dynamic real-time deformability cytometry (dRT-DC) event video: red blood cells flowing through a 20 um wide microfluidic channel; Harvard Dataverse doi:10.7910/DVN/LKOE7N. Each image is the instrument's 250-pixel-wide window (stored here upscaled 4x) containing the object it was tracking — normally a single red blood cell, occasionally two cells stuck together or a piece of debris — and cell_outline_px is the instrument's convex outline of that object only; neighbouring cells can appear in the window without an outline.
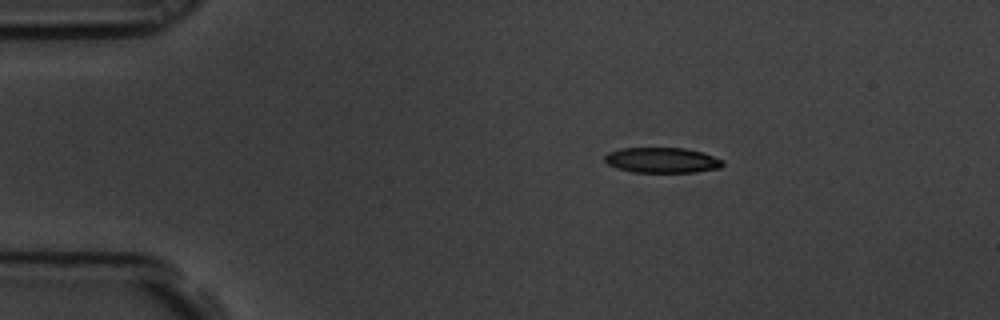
{"species": "common noctule bat (a hibernating species)", "species_latin": "Nyctalus noctula", "temperature_condition": "room temperature", "stored_images_in_passage": 5, "camera_frame_rate_fps": 3000, "um_per_image_px": 0.085, "animal": {"sex": "male", "body_mass_g": 19.5, "forearm_length_mm": 54.6}, "frame": {"image": 1, "passage_image": 3, "time_ms": 0.667, "image_size_px": [1000, 320], "cell_outline_px": [[724, 164], [720, 168], [696, 172], [632, 172], [616, 168], [608, 164], [604, 160], [604, 156], [608, 152], [620, 148], [684, 148], [700, 152], [724, 160]], "centroid_in_image_um": [56.25, 13.62], "position_along_channel_um": 28.8, "area_um2": 17.46}}